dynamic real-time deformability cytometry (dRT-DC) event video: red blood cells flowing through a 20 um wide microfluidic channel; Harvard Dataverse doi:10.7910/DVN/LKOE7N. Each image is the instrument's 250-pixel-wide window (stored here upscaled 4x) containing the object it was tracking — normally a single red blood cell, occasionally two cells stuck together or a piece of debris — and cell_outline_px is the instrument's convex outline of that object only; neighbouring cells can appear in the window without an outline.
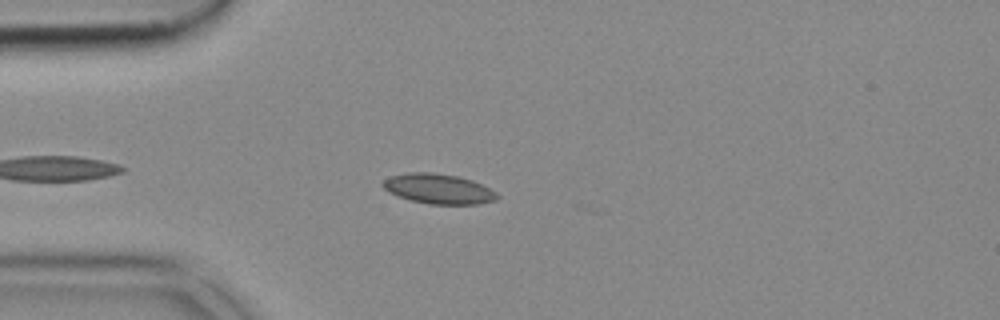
{"species": "common noctule bat (a hibernating species)", "species_latin": "Nyctalus noctula", "temperature_condition": "cold", "stored_images_in_passage": 16, "camera_frame_rate_fps": 3000, "um_per_image_px": 0.085, "animal": {"sex": "female", "body_mass_g": 18.4}, "frame": {"image": 1, "passage_image": 7, "time_ms": 2.0, "image_size_px": [1000, 320], "cell_outline_px": [[500, 196], [496, 200], [476, 204], [428, 204], [396, 196], [388, 192], [380, 184], [388, 176], [408, 172], [432, 172], [456, 176], [472, 180], [496, 192]], "centroid_in_image_um": [37.22, 16.04], "position_along_channel_um": 47.8, "area_um2": 20.0}}